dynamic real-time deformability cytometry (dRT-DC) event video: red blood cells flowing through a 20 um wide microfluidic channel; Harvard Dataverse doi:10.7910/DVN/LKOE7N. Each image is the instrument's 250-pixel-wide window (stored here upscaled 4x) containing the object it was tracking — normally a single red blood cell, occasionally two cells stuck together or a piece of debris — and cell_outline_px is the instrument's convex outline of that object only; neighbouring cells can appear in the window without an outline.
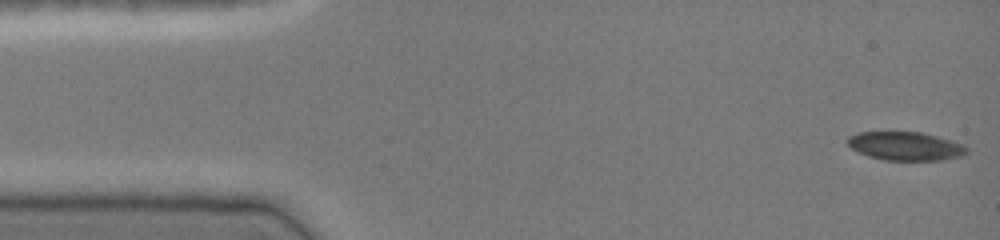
{"species": "common noctule bat (a hibernating species)", "species_latin": "Nyctalus noctula", "temperature_condition": "cold", "stored_images_in_passage": 24, "camera_frame_rate_fps": 3000, "um_per_image_px": 0.085, "animal": {"sex": "female", "body_mass_g": 19.0, "forearm_length_mm": 51.5}, "frame": {"image": 1, "passage_image": 1, "time_ms": 0.0, "image_size_px": [1000, 240], "cell_outline_px": [[968, 152], [964, 156], [944, 160], [884, 160], [868, 156], [852, 148], [844, 140], [848, 136], [860, 132], [920, 132], [952, 140], [964, 144], [968, 148]], "centroid_in_image_um": [77.0, 12.42], "position_along_channel_um": 8.0, "area_um2": 20.0}}
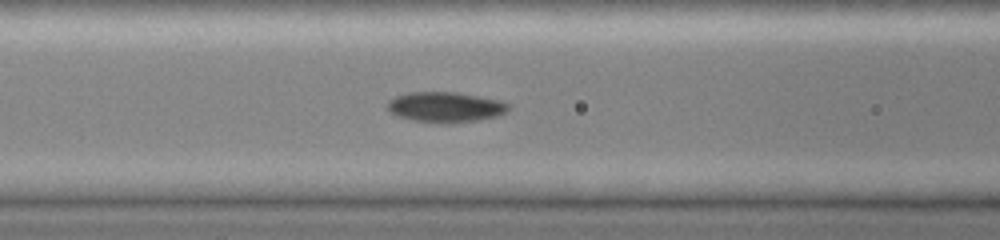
{"frame": {"image": 2, "passage_image": 11, "time_ms": 3.333, "image_size_px": [1000, 240], "cell_outline_px": [[512, 104], [504, 112], [496, 116], [476, 120], [444, 124], [412, 120], [400, 116], [392, 112], [388, 108], [388, 100], [396, 96], [408, 92], [456, 92], [500, 100]], "centroid_in_image_um": [37.87, 9.09], "position_along_channel_um": 128.7, "area_um2": 21.21}}
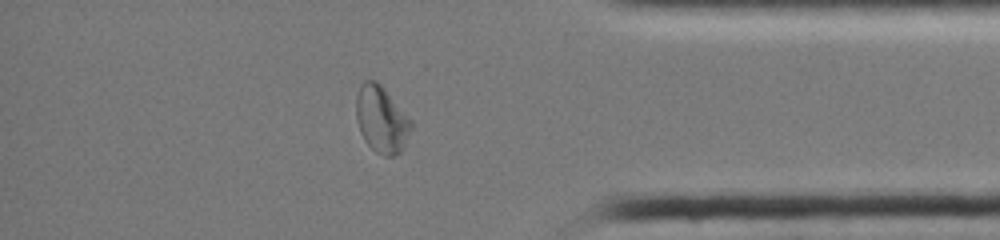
{"frame": {"image": 3, "passage_image": 21, "time_ms": 6.667, "image_size_px": [1000, 240], "cell_outline_px": [[412, 128], [404, 148], [400, 152], [392, 156], [384, 156], [376, 152], [364, 140], [360, 132], [356, 120], [356, 96], [360, 84], [364, 80], [376, 80], [384, 88], [412, 120]], "centroid_in_image_um": [32.42, 10.15], "position_along_channel_um": 402.8, "area_um2": 21.56}}